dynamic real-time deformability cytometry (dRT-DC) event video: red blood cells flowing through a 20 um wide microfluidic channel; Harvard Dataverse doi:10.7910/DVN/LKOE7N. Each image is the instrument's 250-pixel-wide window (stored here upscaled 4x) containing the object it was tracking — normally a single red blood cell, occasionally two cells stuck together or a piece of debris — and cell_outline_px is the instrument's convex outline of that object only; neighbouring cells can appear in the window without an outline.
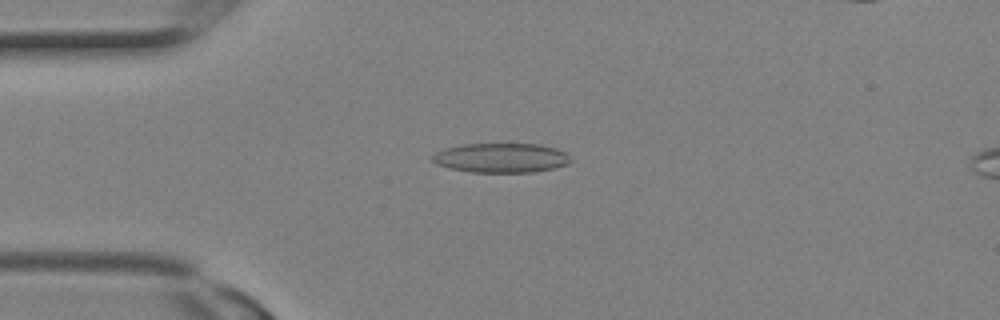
{"species": "Egyptian fruit bat (a non-hibernating species)", "species_latin": "Rousettus aegyptiacus", "temperature_condition": "room temperature", "stored_images_in_passage": 10, "camera_frame_rate_fps": 3000, "um_per_image_px": 0.085, "animal": {"sex": "female"}, "frame": {"image": 1, "passage_image": 7, "time_ms": 2.0, "image_size_px": [1000, 320], "cell_outline_px": [[572, 160], [568, 164], [552, 168], [532, 172], [472, 172], [448, 168], [436, 164], [432, 160], [432, 156], [436, 152], [460, 144], [540, 144], [556, 148], [564, 152]], "centroid_in_image_um": [42.59, 13.42], "position_along_channel_um": 42.4, "area_um2": 23.64}}
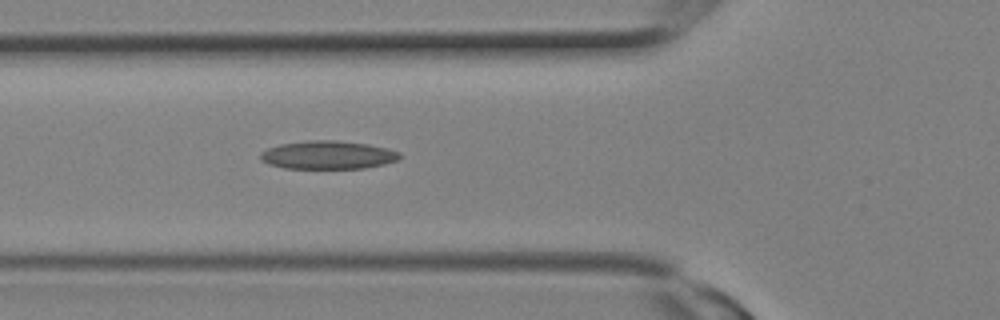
{"frame": {"image": 2, "passage_image": 10, "time_ms": 3.0, "image_size_px": [1000, 320], "cell_outline_px": [[400, 156], [396, 160], [384, 164], [364, 168], [284, 168], [268, 164], [260, 160], [260, 152], [268, 148], [280, 144], [308, 140], [336, 140], [368, 144], [388, 148], [400, 152]], "centroid_in_image_um": [27.84, 13.17], "position_along_channel_um": 98.0, "area_um2": 22.95}}